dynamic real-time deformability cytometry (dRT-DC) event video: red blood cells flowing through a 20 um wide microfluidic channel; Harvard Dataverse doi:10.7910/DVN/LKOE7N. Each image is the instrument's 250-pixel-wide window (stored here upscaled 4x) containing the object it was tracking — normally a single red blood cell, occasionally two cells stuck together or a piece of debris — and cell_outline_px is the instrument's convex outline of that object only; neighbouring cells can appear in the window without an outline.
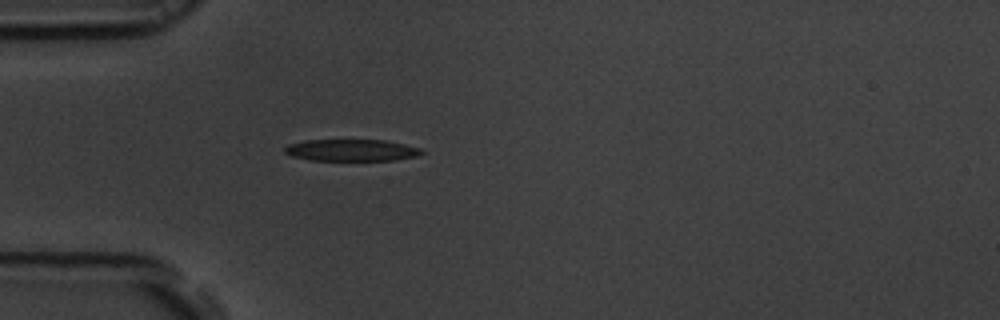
{"species": "common noctule bat (a hibernating species)", "species_latin": "Nyctalus noctula", "temperature_condition": "room temperature", "stored_images_in_passage": 40, "camera_frame_rate_fps": 3000, "um_per_image_px": 0.085, "animal": {"sex": "male", "body_mass_g": 19.5, "forearm_length_mm": 54.6}, "frame": {"image": 1, "passage_image": 1, "time_ms": 0.0, "image_size_px": [1000, 320], "cell_outline_px": [[424, 152], [416, 156], [396, 160], [312, 160], [292, 156], [284, 152], [284, 148], [288, 144], [304, 140], [384, 140], [404, 144], [420, 148]], "centroid_in_image_um": [29.86, 12.76], "position_along_channel_um": 55.1, "area_um2": 17.28}}
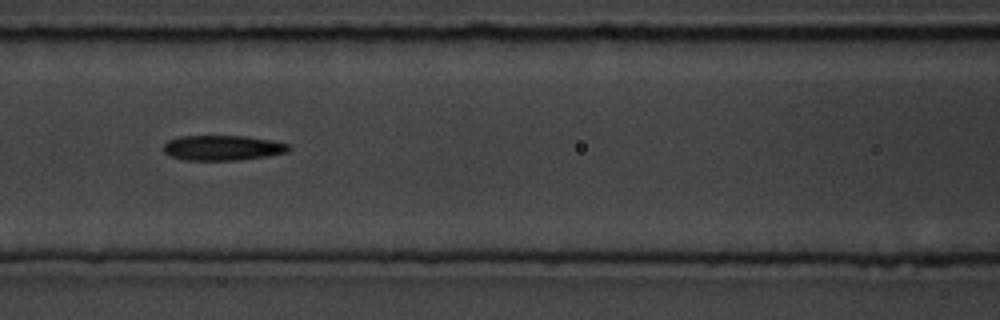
{"frame": {"image": 2, "passage_image": 9, "time_ms": 2.667, "image_size_px": [1000, 320], "cell_outline_px": [[292, 148], [288, 152], [268, 156], [240, 160], [184, 160], [172, 156], [164, 152], [164, 144], [168, 140], [180, 136], [244, 136], [272, 140], [288, 144]], "centroid_in_image_um": [18.95, 12.57], "position_along_channel_um": 147.6, "area_um2": 18.38}}
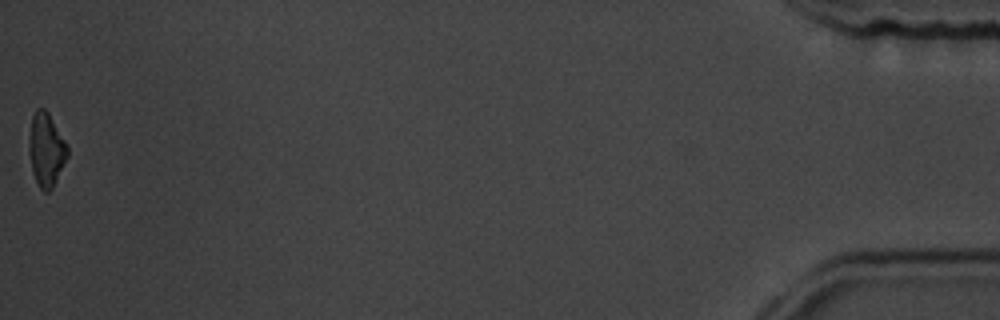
{"frame": {"image": 3, "passage_image": 40, "time_ms": 13.0, "image_size_px": [1000, 320], "cell_outline_px": [[68, 156], [52, 188], [48, 192], [44, 192], [40, 188], [32, 172], [28, 152], [28, 144], [32, 116], [36, 108], [44, 108], [48, 112], [64, 140], [68, 148]], "centroid_in_image_um": [3.9, 12.72], "position_along_channel_um": 431.3, "area_um2": 16.36}, "authors_computed_cell_mechanics": {"area_um2": 18.2648, "velocity_mm_per_s": 3.7099, "shape_relaxation_time_tau1_ms": 4.6741, "shape_relaxation_time_tau2_ms": null, "deformation_change_tau1": 0.1185, "deformation_change_tau2": null}}